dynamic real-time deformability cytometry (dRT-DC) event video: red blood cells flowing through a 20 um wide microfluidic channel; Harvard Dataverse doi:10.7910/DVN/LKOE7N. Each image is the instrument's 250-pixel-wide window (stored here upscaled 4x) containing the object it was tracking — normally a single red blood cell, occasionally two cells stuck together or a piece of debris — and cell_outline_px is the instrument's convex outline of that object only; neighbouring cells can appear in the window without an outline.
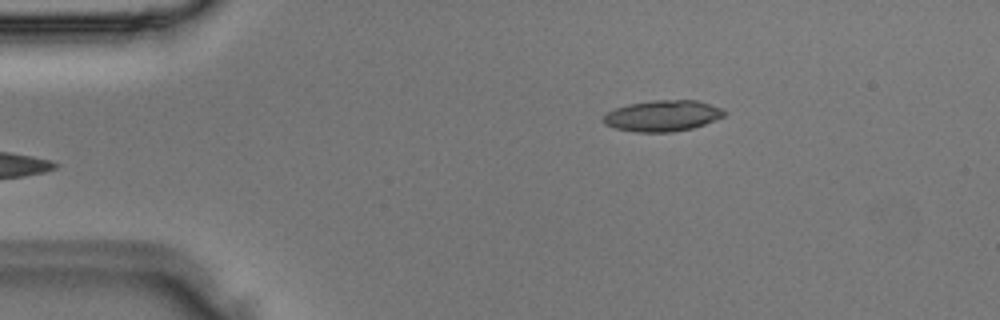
{"species": "Egyptian fruit bat (a non-hibernating species)", "species_latin": "Rousettus aegyptiacus", "temperature_condition": "room temperature", "stored_images_in_passage": 4, "camera_frame_rate_fps": 3000, "um_per_image_px": 0.085, "animal": {"sex": "male"}, "frame": {"image": 1, "passage_image": 4, "time_ms": 1.0, "image_size_px": [1000, 320], "cell_outline_px": [[728, 112], [724, 116], [704, 124], [692, 128], [672, 132], [636, 132], [616, 128], [604, 124], [600, 120], [608, 112], [616, 108], [628, 104], [652, 100], [696, 100], [720, 108]], "centroid_in_image_um": [56.3, 9.84], "position_along_channel_um": 28.7, "area_um2": 21.79}}